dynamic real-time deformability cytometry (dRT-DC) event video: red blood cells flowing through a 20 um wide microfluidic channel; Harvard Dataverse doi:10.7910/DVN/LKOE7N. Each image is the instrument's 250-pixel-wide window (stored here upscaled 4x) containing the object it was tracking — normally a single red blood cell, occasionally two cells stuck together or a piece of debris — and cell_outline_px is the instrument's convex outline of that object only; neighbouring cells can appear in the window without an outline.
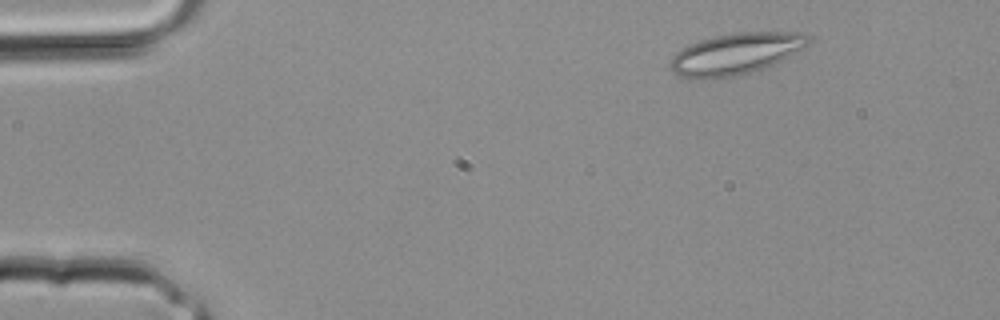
{"species": "common noctule bat (a hibernating species)", "species_latin": "Nyctalus noctula", "temperature_condition": "room temperature", "stored_images_in_passage": 9, "camera_frame_rate_fps": 3000, "um_per_image_px": 0.085, "animal": {"sex": "male", "body_mass_g": 20.4}, "frame": {"image": 1, "passage_image": 3, "time_ms": 0.667, "image_size_px": [1000, 320], "cell_outline_px": [[808, 44], [804, 48], [764, 68], [740, 76], [712, 80], [704, 80], [680, 76], [668, 64], [672, 56], [676, 52], [700, 40], [716, 36], [740, 32], [804, 32], [808, 36]], "centroid_in_image_um": [62.52, 4.59], "position_along_channel_um": 22.5, "area_um2": 33.23}}